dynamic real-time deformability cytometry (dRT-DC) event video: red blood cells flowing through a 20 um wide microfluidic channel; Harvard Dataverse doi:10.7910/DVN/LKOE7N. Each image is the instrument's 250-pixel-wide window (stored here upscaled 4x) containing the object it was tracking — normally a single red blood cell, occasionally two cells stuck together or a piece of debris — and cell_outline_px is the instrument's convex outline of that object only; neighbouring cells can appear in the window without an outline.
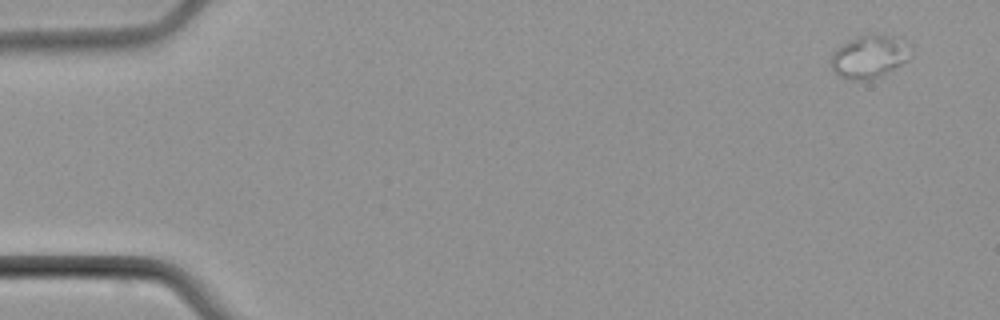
{"species": "common noctule bat (a hibernating species)", "species_latin": "Nyctalus noctula", "temperature_condition": "cold", "stored_images_in_passage": 3, "camera_frame_rate_fps": 3000, "um_per_image_px": 0.085, "animal": {"sex": "male", "body_mass_g": 21.5, "forearm_length_mm": 52.0}, "frame": {"image": 1, "passage_image": 1, "time_ms": 0.0, "image_size_px": [1000, 320], "cell_outline_px": [[912, 56], [908, 60], [868, 80], [852, 80], [840, 76], [832, 68], [832, 52], [836, 48], [860, 36], [888, 36], [904, 40], [908, 44], [912, 52]], "centroid_in_image_um": [73.9, 4.82], "position_along_channel_um": 11.1, "area_um2": 19.07}}
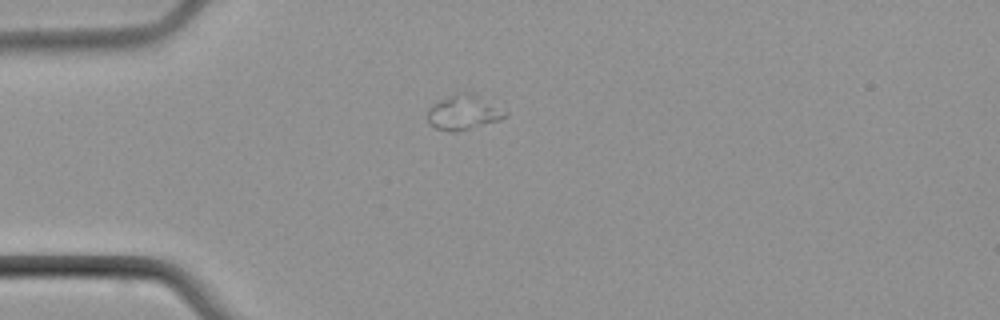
{"frame": {"image": 2, "passage_image": 3, "time_ms": 4.0, "image_size_px": [1000, 320], "cell_outline_px": [[508, 116], [500, 120], [452, 132], [436, 128], [428, 120], [428, 108], [432, 104], [440, 100], [464, 92], [468, 92], [508, 112]], "centroid_in_image_um": [39.39, 9.57], "position_along_channel_um": 45.6, "area_um2": 14.97}}